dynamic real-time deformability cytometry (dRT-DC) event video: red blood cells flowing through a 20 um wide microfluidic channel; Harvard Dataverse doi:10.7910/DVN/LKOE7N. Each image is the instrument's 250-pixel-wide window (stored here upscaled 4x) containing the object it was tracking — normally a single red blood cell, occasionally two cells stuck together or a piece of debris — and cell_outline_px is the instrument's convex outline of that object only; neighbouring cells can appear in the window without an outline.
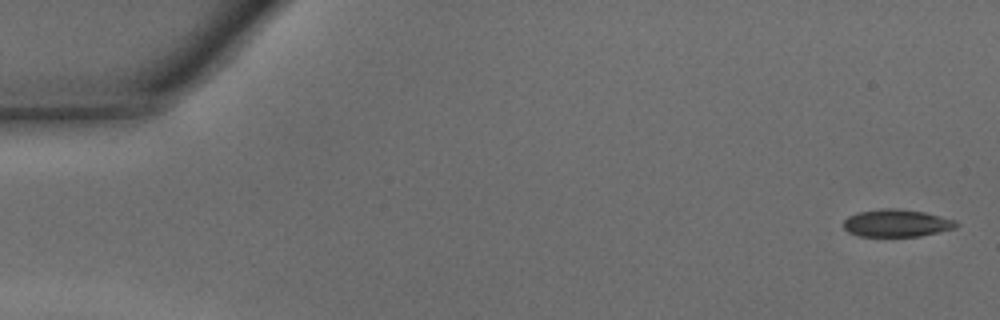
{"species": "common noctule bat (a hibernating species)", "species_latin": "Nyctalus noctula", "temperature_condition": "warm", "stored_images_in_passage": 46, "camera_frame_rate_fps": 3000, "um_per_image_px": 0.085, "animal": {"sex": "male", "body_mass_g": 15.6}, "frame": {"image": 1, "passage_image": 1, "time_ms": 0.0, "image_size_px": [1000, 320], "cell_outline_px": [[960, 224], [956, 228], [920, 236], [860, 236], [848, 232], [844, 228], [844, 220], [848, 216], [856, 212], [880, 208], [896, 208], [924, 212], [956, 220]], "centroid_in_image_um": [76.21, 18.95], "position_along_channel_um": 8.8, "area_um2": 18.15}}
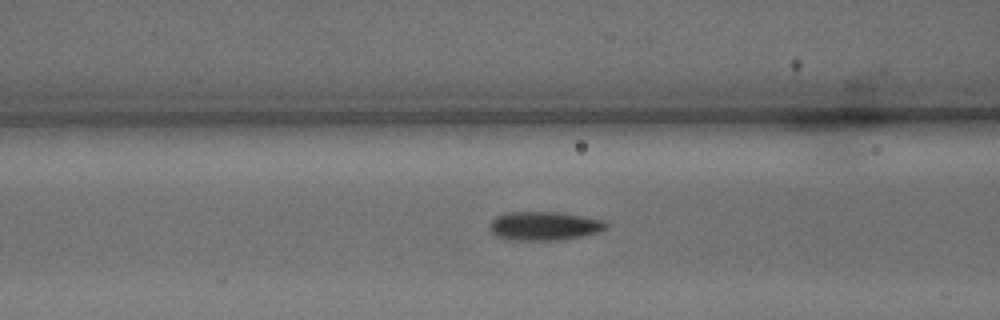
{"frame": {"image": 2, "passage_image": 18, "time_ms": 5.667, "image_size_px": [1000, 320], "cell_outline_px": [[608, 228], [600, 232], [580, 236], [556, 240], [508, 240], [496, 236], [492, 232], [492, 220], [496, 216], [508, 212], [560, 212], [584, 216], [604, 220], [608, 224]], "centroid_in_image_um": [46.3, 19.2], "position_along_channel_um": 120.3, "area_um2": 19.48}}
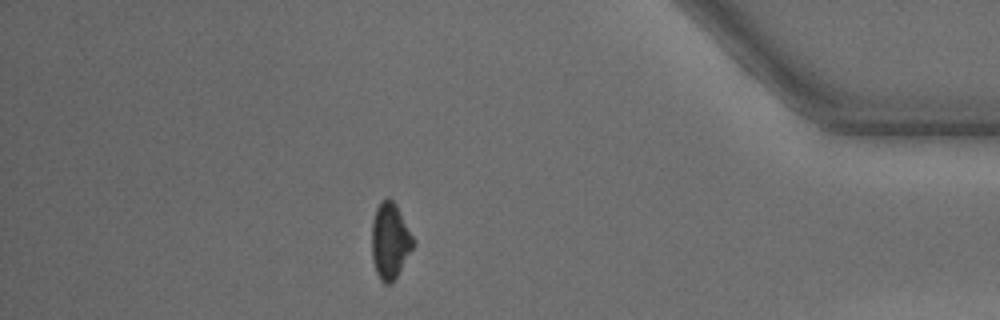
{"frame": {"image": 3, "passage_image": 40, "time_ms": 13.0, "image_size_px": [1000, 320], "cell_outline_px": [[416, 244], [396, 276], [388, 284], [384, 284], [380, 280], [376, 272], [372, 260], [372, 220], [376, 208], [380, 200], [388, 196], [396, 204], [416, 240]], "centroid_in_image_um": [33.16, 20.43], "position_along_channel_um": 402.0, "area_um2": 18.61}, "authors_computed_cell_mechanics": {"area_um2": 18.9873, "velocity_mm_per_s": 4.3705, "shape_relaxation_time_tau1_ms": 3.1236, "shape_relaxation_time_tau2_ms": 2.437, "deformation_change_tau1": 0.0913, "deformation_change_tau2": 0.0892}}